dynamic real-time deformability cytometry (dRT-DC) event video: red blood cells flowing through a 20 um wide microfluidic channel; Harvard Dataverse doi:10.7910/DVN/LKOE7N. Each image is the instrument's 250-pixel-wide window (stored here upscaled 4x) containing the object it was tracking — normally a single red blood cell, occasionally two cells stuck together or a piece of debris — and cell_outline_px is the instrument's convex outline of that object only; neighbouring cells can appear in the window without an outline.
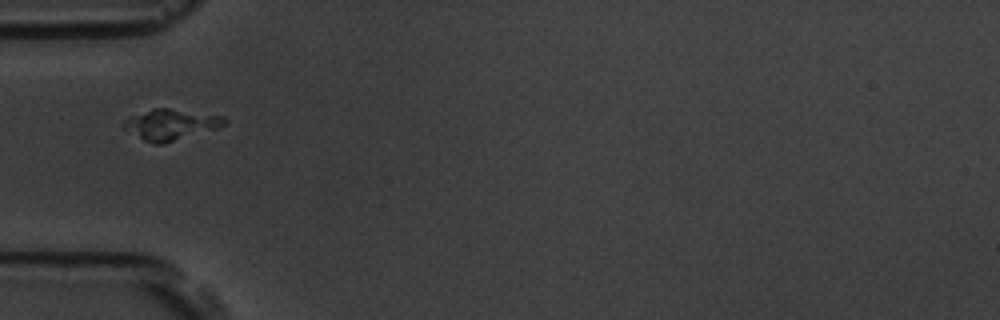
{"species": "common noctule bat (a hibernating species)", "species_latin": "Nyctalus noctula", "temperature_condition": "room temperature", "stored_images_in_passage": 36, "camera_frame_rate_fps": 3000, "um_per_image_px": 0.085, "animal": {"sex": "male", "body_mass_g": 19.5, "forearm_length_mm": 54.6}, "frame": {"image": 1, "passage_image": 1, "time_ms": 0.0, "image_size_px": [1000, 320], "cell_outline_px": [[228, 124], [220, 128], [164, 144], [156, 144], [144, 140], [124, 128], [120, 124], [128, 116], [152, 108], [168, 108], [224, 116], [228, 120]], "centroid_in_image_um": [14.55, 10.58], "position_along_channel_um": 70.5, "area_um2": 18.38}}
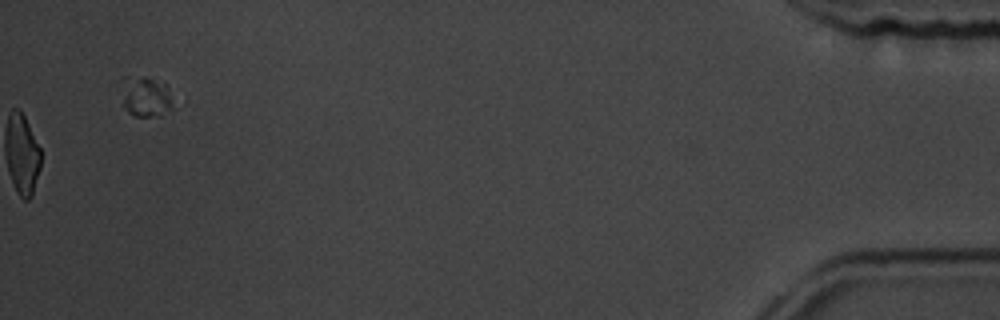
{"frame": {"image": 2, "passage_image": 36, "time_ms": 11.667, "image_size_px": [1000, 320], "cell_outline_px": [[172, 108], [160, 116], [132, 116], [124, 108], [124, 76], [128, 76], [164, 80], [168, 88]], "centroid_in_image_um": [12.42, 8.22], "position_along_channel_um": 422.8, "area_um2": 11.91}, "authors_computed_cell_mechanics": {"area_um2": 18.6983, "velocity_mm_per_s": 3.7629, "shape_relaxation_time_tau1_ms": 2.3273, "shape_relaxation_time_tau2_ms": 1.7698, "deformation_change_tau1": 0.1212, "deformation_change_tau2": 0.0852}}